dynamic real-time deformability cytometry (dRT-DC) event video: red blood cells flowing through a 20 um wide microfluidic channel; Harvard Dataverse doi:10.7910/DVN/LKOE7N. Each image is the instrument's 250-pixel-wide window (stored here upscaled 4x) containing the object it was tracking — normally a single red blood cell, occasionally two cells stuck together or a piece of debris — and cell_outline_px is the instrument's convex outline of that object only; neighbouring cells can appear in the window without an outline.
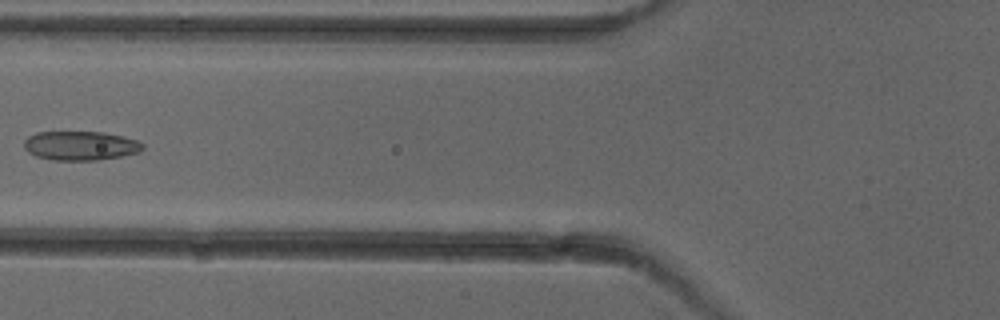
{"species": "common noctule bat (a hibernating species)", "species_latin": "Nyctalus noctula", "temperature_condition": "cold", "stored_images_in_passage": 3, "camera_frame_rate_fps": 3000, "um_per_image_px": 0.085, "animal": {"sex": "female"}, "frame": {"image": 1, "passage_image": 3, "time_ms": 2.333, "image_size_px": [1000, 320], "cell_outline_px": [[144, 148], [140, 152], [120, 156], [96, 160], [52, 160], [36, 156], [28, 152], [24, 148], [24, 140], [28, 136], [36, 132], [104, 132], [124, 136], [136, 140], [144, 144]], "centroid_in_image_um": [6.83, 12.38], "position_along_channel_um": 119.0, "area_um2": 20.23}}